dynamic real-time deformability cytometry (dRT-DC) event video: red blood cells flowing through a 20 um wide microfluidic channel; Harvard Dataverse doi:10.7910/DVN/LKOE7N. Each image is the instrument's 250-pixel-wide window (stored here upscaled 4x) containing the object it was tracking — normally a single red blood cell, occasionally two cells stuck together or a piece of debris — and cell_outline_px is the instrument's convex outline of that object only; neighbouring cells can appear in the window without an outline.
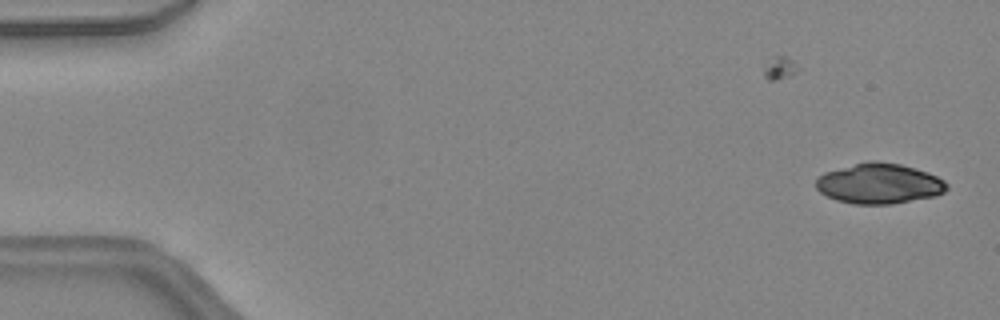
{"species": "common noctule bat (a hibernating species)", "species_latin": "Nyctalus noctula", "temperature_condition": "warm", "stored_images_in_passage": 45, "camera_frame_rate_fps": 3000, "um_per_image_px": 0.085, "animal": {"sex": "female", "body_mass_g": 24.6, "forearm_length_mm": 56.2}, "frame": {"image": 1, "passage_image": 1, "time_ms": 0.0, "image_size_px": [1000, 320], "cell_outline_px": [[948, 188], [944, 192], [936, 196], [892, 204], [852, 204], [836, 200], [820, 192], [816, 188], [816, 180], [824, 172], [868, 160], [876, 160], [900, 164], [928, 172], [944, 180], [948, 184]], "centroid_in_image_um": [74.74, 15.6], "position_along_channel_um": 10.3, "area_um2": 30.87}}
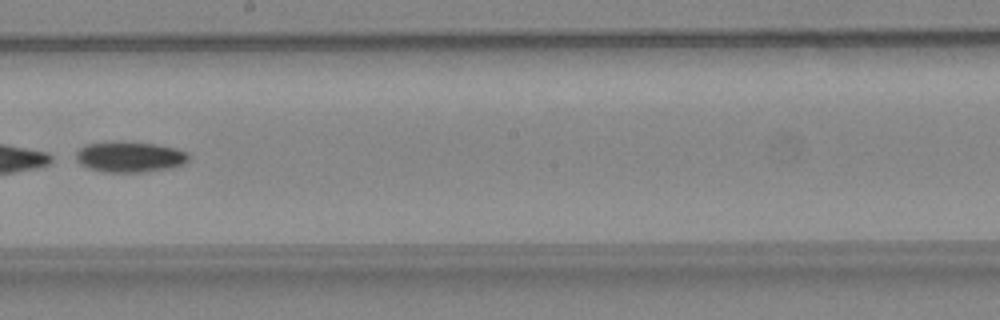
{"frame": {"image": 2, "passage_image": 26, "time_ms": 8.333, "image_size_px": [1000, 320], "cell_outline_px": [[188, 160], [184, 164], [172, 168], [144, 172], [104, 172], [88, 168], [80, 164], [76, 160], [76, 152], [84, 144], [112, 140], [116, 140], [156, 144], [176, 148], [184, 152], [188, 156]], "centroid_in_image_um": [10.98, 13.32], "position_along_channel_um": 237.2, "area_um2": 20.52}}